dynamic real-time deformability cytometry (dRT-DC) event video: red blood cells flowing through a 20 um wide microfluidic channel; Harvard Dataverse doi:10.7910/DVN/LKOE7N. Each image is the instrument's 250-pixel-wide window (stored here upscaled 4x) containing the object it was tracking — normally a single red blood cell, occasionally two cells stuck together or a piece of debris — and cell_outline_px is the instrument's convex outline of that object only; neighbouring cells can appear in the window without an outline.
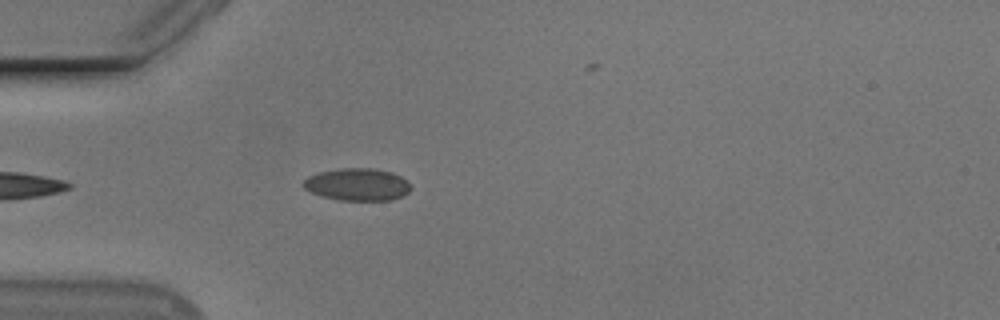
{"species": "Egyptian fruit bat (a non-hibernating species)", "species_latin": "Rousettus aegyptiacus", "temperature_condition": "cold", "stored_images_in_passage": 10, "camera_frame_rate_fps": 3000, "um_per_image_px": 0.085, "animal": {"sex": "male"}, "frame": {"image": 1, "passage_image": 5, "time_ms": 1.333, "image_size_px": [1000, 320], "cell_outline_px": [[412, 188], [404, 196], [392, 200], [340, 200], [324, 196], [312, 192], [304, 188], [300, 184], [308, 176], [320, 172], [340, 168], [372, 168], [392, 172], [408, 180]], "centroid_in_image_um": [30.41, 15.68], "position_along_channel_um": 54.6, "area_um2": 20.35}}